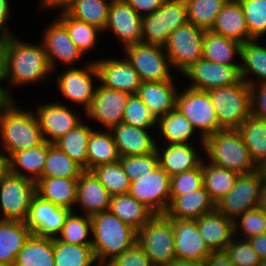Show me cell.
Segmentation results:
<instances>
[{
    "instance_id": "obj_27",
    "label": "cell",
    "mask_w": 266,
    "mask_h": 266,
    "mask_svg": "<svg viewBox=\"0 0 266 266\" xmlns=\"http://www.w3.org/2000/svg\"><path fill=\"white\" fill-rule=\"evenodd\" d=\"M211 31L241 44L253 40L238 0H227L217 15Z\"/></svg>"
},
{
    "instance_id": "obj_64",
    "label": "cell",
    "mask_w": 266,
    "mask_h": 266,
    "mask_svg": "<svg viewBox=\"0 0 266 266\" xmlns=\"http://www.w3.org/2000/svg\"><path fill=\"white\" fill-rule=\"evenodd\" d=\"M165 266H203V263L175 258Z\"/></svg>"
},
{
    "instance_id": "obj_39",
    "label": "cell",
    "mask_w": 266,
    "mask_h": 266,
    "mask_svg": "<svg viewBox=\"0 0 266 266\" xmlns=\"http://www.w3.org/2000/svg\"><path fill=\"white\" fill-rule=\"evenodd\" d=\"M109 1L76 0L65 12L76 20L97 26L104 31L108 22L109 7L112 0Z\"/></svg>"
},
{
    "instance_id": "obj_62",
    "label": "cell",
    "mask_w": 266,
    "mask_h": 266,
    "mask_svg": "<svg viewBox=\"0 0 266 266\" xmlns=\"http://www.w3.org/2000/svg\"><path fill=\"white\" fill-rule=\"evenodd\" d=\"M257 209L266 213V170L261 174V188Z\"/></svg>"
},
{
    "instance_id": "obj_24",
    "label": "cell",
    "mask_w": 266,
    "mask_h": 266,
    "mask_svg": "<svg viewBox=\"0 0 266 266\" xmlns=\"http://www.w3.org/2000/svg\"><path fill=\"white\" fill-rule=\"evenodd\" d=\"M111 195L92 171L84 170L77 183L76 203L85 209L86 216L109 211Z\"/></svg>"
},
{
    "instance_id": "obj_48",
    "label": "cell",
    "mask_w": 266,
    "mask_h": 266,
    "mask_svg": "<svg viewBox=\"0 0 266 266\" xmlns=\"http://www.w3.org/2000/svg\"><path fill=\"white\" fill-rule=\"evenodd\" d=\"M92 231V222L89 216H77L71 211L62 226L60 235L56 237L64 243L75 245H92V240H87L86 237Z\"/></svg>"
},
{
    "instance_id": "obj_51",
    "label": "cell",
    "mask_w": 266,
    "mask_h": 266,
    "mask_svg": "<svg viewBox=\"0 0 266 266\" xmlns=\"http://www.w3.org/2000/svg\"><path fill=\"white\" fill-rule=\"evenodd\" d=\"M119 161L131 182L151 173L159 166L156 150L142 156H123Z\"/></svg>"
},
{
    "instance_id": "obj_58",
    "label": "cell",
    "mask_w": 266,
    "mask_h": 266,
    "mask_svg": "<svg viewBox=\"0 0 266 266\" xmlns=\"http://www.w3.org/2000/svg\"><path fill=\"white\" fill-rule=\"evenodd\" d=\"M5 72H4V38H0V82L4 81ZM9 91L6 88L0 86V107L12 103V100Z\"/></svg>"
},
{
    "instance_id": "obj_43",
    "label": "cell",
    "mask_w": 266,
    "mask_h": 266,
    "mask_svg": "<svg viewBox=\"0 0 266 266\" xmlns=\"http://www.w3.org/2000/svg\"><path fill=\"white\" fill-rule=\"evenodd\" d=\"M240 58L244 61L240 65L241 79L246 82L251 73L261 78L258 84H266V47L256 44V39L247 41L241 46Z\"/></svg>"
},
{
    "instance_id": "obj_42",
    "label": "cell",
    "mask_w": 266,
    "mask_h": 266,
    "mask_svg": "<svg viewBox=\"0 0 266 266\" xmlns=\"http://www.w3.org/2000/svg\"><path fill=\"white\" fill-rule=\"evenodd\" d=\"M55 266H91L96 259L92 245L64 243L54 238Z\"/></svg>"
},
{
    "instance_id": "obj_33",
    "label": "cell",
    "mask_w": 266,
    "mask_h": 266,
    "mask_svg": "<svg viewBox=\"0 0 266 266\" xmlns=\"http://www.w3.org/2000/svg\"><path fill=\"white\" fill-rule=\"evenodd\" d=\"M237 131L255 164L266 169V119L250 115Z\"/></svg>"
},
{
    "instance_id": "obj_44",
    "label": "cell",
    "mask_w": 266,
    "mask_h": 266,
    "mask_svg": "<svg viewBox=\"0 0 266 266\" xmlns=\"http://www.w3.org/2000/svg\"><path fill=\"white\" fill-rule=\"evenodd\" d=\"M157 122L162 136L169 144L188 143L195 131L189 120L176 108L160 117Z\"/></svg>"
},
{
    "instance_id": "obj_41",
    "label": "cell",
    "mask_w": 266,
    "mask_h": 266,
    "mask_svg": "<svg viewBox=\"0 0 266 266\" xmlns=\"http://www.w3.org/2000/svg\"><path fill=\"white\" fill-rule=\"evenodd\" d=\"M84 169L56 145L49 143V150L41 178L78 179Z\"/></svg>"
},
{
    "instance_id": "obj_14",
    "label": "cell",
    "mask_w": 266,
    "mask_h": 266,
    "mask_svg": "<svg viewBox=\"0 0 266 266\" xmlns=\"http://www.w3.org/2000/svg\"><path fill=\"white\" fill-rule=\"evenodd\" d=\"M183 75L193 80L190 88L208 91L238 83L240 65H224L201 58L188 68Z\"/></svg>"
},
{
    "instance_id": "obj_54",
    "label": "cell",
    "mask_w": 266,
    "mask_h": 266,
    "mask_svg": "<svg viewBox=\"0 0 266 266\" xmlns=\"http://www.w3.org/2000/svg\"><path fill=\"white\" fill-rule=\"evenodd\" d=\"M240 223L234 221V232L237 231V228L240 227L243 230V236L245 240L259 236L263 233H266V213L259 210L254 209L250 211H246L240 215ZM239 223V224H238Z\"/></svg>"
},
{
    "instance_id": "obj_53",
    "label": "cell",
    "mask_w": 266,
    "mask_h": 266,
    "mask_svg": "<svg viewBox=\"0 0 266 266\" xmlns=\"http://www.w3.org/2000/svg\"><path fill=\"white\" fill-rule=\"evenodd\" d=\"M203 187L202 163L190 171L182 172L171 177L170 195L182 196Z\"/></svg>"
},
{
    "instance_id": "obj_49",
    "label": "cell",
    "mask_w": 266,
    "mask_h": 266,
    "mask_svg": "<svg viewBox=\"0 0 266 266\" xmlns=\"http://www.w3.org/2000/svg\"><path fill=\"white\" fill-rule=\"evenodd\" d=\"M252 39L266 33V0H238Z\"/></svg>"
},
{
    "instance_id": "obj_36",
    "label": "cell",
    "mask_w": 266,
    "mask_h": 266,
    "mask_svg": "<svg viewBox=\"0 0 266 266\" xmlns=\"http://www.w3.org/2000/svg\"><path fill=\"white\" fill-rule=\"evenodd\" d=\"M120 154L113 140L112 132H91L87 144V170L120 160Z\"/></svg>"
},
{
    "instance_id": "obj_23",
    "label": "cell",
    "mask_w": 266,
    "mask_h": 266,
    "mask_svg": "<svg viewBox=\"0 0 266 266\" xmlns=\"http://www.w3.org/2000/svg\"><path fill=\"white\" fill-rule=\"evenodd\" d=\"M200 235L212 252L224 251L234 237V221L217 209L196 219Z\"/></svg>"
},
{
    "instance_id": "obj_59",
    "label": "cell",
    "mask_w": 266,
    "mask_h": 266,
    "mask_svg": "<svg viewBox=\"0 0 266 266\" xmlns=\"http://www.w3.org/2000/svg\"><path fill=\"white\" fill-rule=\"evenodd\" d=\"M203 266H235L224 251L211 252L204 260Z\"/></svg>"
},
{
    "instance_id": "obj_25",
    "label": "cell",
    "mask_w": 266,
    "mask_h": 266,
    "mask_svg": "<svg viewBox=\"0 0 266 266\" xmlns=\"http://www.w3.org/2000/svg\"><path fill=\"white\" fill-rule=\"evenodd\" d=\"M110 130L121 157L142 156L156 150L157 144L146 129L121 122Z\"/></svg>"
},
{
    "instance_id": "obj_38",
    "label": "cell",
    "mask_w": 266,
    "mask_h": 266,
    "mask_svg": "<svg viewBox=\"0 0 266 266\" xmlns=\"http://www.w3.org/2000/svg\"><path fill=\"white\" fill-rule=\"evenodd\" d=\"M203 186L215 205L234 187L238 173L218 167L214 164H204Z\"/></svg>"
},
{
    "instance_id": "obj_12",
    "label": "cell",
    "mask_w": 266,
    "mask_h": 266,
    "mask_svg": "<svg viewBox=\"0 0 266 266\" xmlns=\"http://www.w3.org/2000/svg\"><path fill=\"white\" fill-rule=\"evenodd\" d=\"M125 51L128 61L139 74L141 82H161L172 79L169 71V57L162 46L145 43L128 45Z\"/></svg>"
},
{
    "instance_id": "obj_32",
    "label": "cell",
    "mask_w": 266,
    "mask_h": 266,
    "mask_svg": "<svg viewBox=\"0 0 266 266\" xmlns=\"http://www.w3.org/2000/svg\"><path fill=\"white\" fill-rule=\"evenodd\" d=\"M31 234L25 222L0 220V262L14 265L18 253Z\"/></svg>"
},
{
    "instance_id": "obj_1",
    "label": "cell",
    "mask_w": 266,
    "mask_h": 266,
    "mask_svg": "<svg viewBox=\"0 0 266 266\" xmlns=\"http://www.w3.org/2000/svg\"><path fill=\"white\" fill-rule=\"evenodd\" d=\"M5 80L24 85L44 80L52 72L43 44L25 43L14 37L4 39Z\"/></svg>"
},
{
    "instance_id": "obj_26",
    "label": "cell",
    "mask_w": 266,
    "mask_h": 266,
    "mask_svg": "<svg viewBox=\"0 0 266 266\" xmlns=\"http://www.w3.org/2000/svg\"><path fill=\"white\" fill-rule=\"evenodd\" d=\"M215 209V203L203 186L182 196H170L165 214L169 218L196 220Z\"/></svg>"
},
{
    "instance_id": "obj_2",
    "label": "cell",
    "mask_w": 266,
    "mask_h": 266,
    "mask_svg": "<svg viewBox=\"0 0 266 266\" xmlns=\"http://www.w3.org/2000/svg\"><path fill=\"white\" fill-rule=\"evenodd\" d=\"M90 218L91 232L94 235L92 248L95 259H99L98 265L105 266L114 257L137 243V231L110 211L95 214ZM108 256L110 257L107 258Z\"/></svg>"
},
{
    "instance_id": "obj_10",
    "label": "cell",
    "mask_w": 266,
    "mask_h": 266,
    "mask_svg": "<svg viewBox=\"0 0 266 266\" xmlns=\"http://www.w3.org/2000/svg\"><path fill=\"white\" fill-rule=\"evenodd\" d=\"M205 30L187 23L174 30L164 48L171 66L184 73L195 62L202 58Z\"/></svg>"
},
{
    "instance_id": "obj_63",
    "label": "cell",
    "mask_w": 266,
    "mask_h": 266,
    "mask_svg": "<svg viewBox=\"0 0 266 266\" xmlns=\"http://www.w3.org/2000/svg\"><path fill=\"white\" fill-rule=\"evenodd\" d=\"M76 0H42L43 7H63L62 11H66L70 5H72Z\"/></svg>"
},
{
    "instance_id": "obj_61",
    "label": "cell",
    "mask_w": 266,
    "mask_h": 266,
    "mask_svg": "<svg viewBox=\"0 0 266 266\" xmlns=\"http://www.w3.org/2000/svg\"><path fill=\"white\" fill-rule=\"evenodd\" d=\"M261 260L266 259V233L247 239Z\"/></svg>"
},
{
    "instance_id": "obj_4",
    "label": "cell",
    "mask_w": 266,
    "mask_h": 266,
    "mask_svg": "<svg viewBox=\"0 0 266 266\" xmlns=\"http://www.w3.org/2000/svg\"><path fill=\"white\" fill-rule=\"evenodd\" d=\"M203 147L212 164L240 174H248L259 167L237 130H220L204 139Z\"/></svg>"
},
{
    "instance_id": "obj_21",
    "label": "cell",
    "mask_w": 266,
    "mask_h": 266,
    "mask_svg": "<svg viewBox=\"0 0 266 266\" xmlns=\"http://www.w3.org/2000/svg\"><path fill=\"white\" fill-rule=\"evenodd\" d=\"M142 17L124 0H112L105 30L111 29L124 47L141 43Z\"/></svg>"
},
{
    "instance_id": "obj_65",
    "label": "cell",
    "mask_w": 266,
    "mask_h": 266,
    "mask_svg": "<svg viewBox=\"0 0 266 266\" xmlns=\"http://www.w3.org/2000/svg\"><path fill=\"white\" fill-rule=\"evenodd\" d=\"M9 172L8 157L4 154H0V181Z\"/></svg>"
},
{
    "instance_id": "obj_37",
    "label": "cell",
    "mask_w": 266,
    "mask_h": 266,
    "mask_svg": "<svg viewBox=\"0 0 266 266\" xmlns=\"http://www.w3.org/2000/svg\"><path fill=\"white\" fill-rule=\"evenodd\" d=\"M242 44L206 30L203 39L202 58L224 65H238L232 63L234 55L241 54Z\"/></svg>"
},
{
    "instance_id": "obj_22",
    "label": "cell",
    "mask_w": 266,
    "mask_h": 266,
    "mask_svg": "<svg viewBox=\"0 0 266 266\" xmlns=\"http://www.w3.org/2000/svg\"><path fill=\"white\" fill-rule=\"evenodd\" d=\"M47 29L43 47L51 70L55 68L56 58L66 65L75 64L83 53L70 38L66 27L56 19Z\"/></svg>"
},
{
    "instance_id": "obj_47",
    "label": "cell",
    "mask_w": 266,
    "mask_h": 266,
    "mask_svg": "<svg viewBox=\"0 0 266 266\" xmlns=\"http://www.w3.org/2000/svg\"><path fill=\"white\" fill-rule=\"evenodd\" d=\"M91 171L111 196L128 194L131 181L125 174L120 161L111 164L99 165Z\"/></svg>"
},
{
    "instance_id": "obj_7",
    "label": "cell",
    "mask_w": 266,
    "mask_h": 266,
    "mask_svg": "<svg viewBox=\"0 0 266 266\" xmlns=\"http://www.w3.org/2000/svg\"><path fill=\"white\" fill-rule=\"evenodd\" d=\"M187 23L185 0H165L155 12L142 17L141 42L164 47L169 35Z\"/></svg>"
},
{
    "instance_id": "obj_9",
    "label": "cell",
    "mask_w": 266,
    "mask_h": 266,
    "mask_svg": "<svg viewBox=\"0 0 266 266\" xmlns=\"http://www.w3.org/2000/svg\"><path fill=\"white\" fill-rule=\"evenodd\" d=\"M35 195V181L8 172L0 181V202L3 211L0 220L25 222Z\"/></svg>"
},
{
    "instance_id": "obj_31",
    "label": "cell",
    "mask_w": 266,
    "mask_h": 266,
    "mask_svg": "<svg viewBox=\"0 0 266 266\" xmlns=\"http://www.w3.org/2000/svg\"><path fill=\"white\" fill-rule=\"evenodd\" d=\"M48 150L49 143L44 141L31 149L13 153L8 158L9 172L36 182L42 177ZM21 168L31 175L25 174L24 171L21 172Z\"/></svg>"
},
{
    "instance_id": "obj_55",
    "label": "cell",
    "mask_w": 266,
    "mask_h": 266,
    "mask_svg": "<svg viewBox=\"0 0 266 266\" xmlns=\"http://www.w3.org/2000/svg\"><path fill=\"white\" fill-rule=\"evenodd\" d=\"M105 266H154L138 243L114 257Z\"/></svg>"
},
{
    "instance_id": "obj_45",
    "label": "cell",
    "mask_w": 266,
    "mask_h": 266,
    "mask_svg": "<svg viewBox=\"0 0 266 266\" xmlns=\"http://www.w3.org/2000/svg\"><path fill=\"white\" fill-rule=\"evenodd\" d=\"M188 22L203 30H211L227 0H185Z\"/></svg>"
},
{
    "instance_id": "obj_16",
    "label": "cell",
    "mask_w": 266,
    "mask_h": 266,
    "mask_svg": "<svg viewBox=\"0 0 266 266\" xmlns=\"http://www.w3.org/2000/svg\"><path fill=\"white\" fill-rule=\"evenodd\" d=\"M170 220L173 223L176 258L203 263L212 251L200 235L196 220Z\"/></svg>"
},
{
    "instance_id": "obj_5",
    "label": "cell",
    "mask_w": 266,
    "mask_h": 266,
    "mask_svg": "<svg viewBox=\"0 0 266 266\" xmlns=\"http://www.w3.org/2000/svg\"><path fill=\"white\" fill-rule=\"evenodd\" d=\"M215 108L220 130H237L251 115L250 85L244 80L207 91Z\"/></svg>"
},
{
    "instance_id": "obj_15",
    "label": "cell",
    "mask_w": 266,
    "mask_h": 266,
    "mask_svg": "<svg viewBox=\"0 0 266 266\" xmlns=\"http://www.w3.org/2000/svg\"><path fill=\"white\" fill-rule=\"evenodd\" d=\"M71 210L54 205L35 195L32 199L25 224L33 235L56 238Z\"/></svg>"
},
{
    "instance_id": "obj_66",
    "label": "cell",
    "mask_w": 266,
    "mask_h": 266,
    "mask_svg": "<svg viewBox=\"0 0 266 266\" xmlns=\"http://www.w3.org/2000/svg\"><path fill=\"white\" fill-rule=\"evenodd\" d=\"M0 266H14L13 264L0 262Z\"/></svg>"
},
{
    "instance_id": "obj_60",
    "label": "cell",
    "mask_w": 266,
    "mask_h": 266,
    "mask_svg": "<svg viewBox=\"0 0 266 266\" xmlns=\"http://www.w3.org/2000/svg\"><path fill=\"white\" fill-rule=\"evenodd\" d=\"M9 3L7 0H0V38L12 36L6 28V20L10 16Z\"/></svg>"
},
{
    "instance_id": "obj_13",
    "label": "cell",
    "mask_w": 266,
    "mask_h": 266,
    "mask_svg": "<svg viewBox=\"0 0 266 266\" xmlns=\"http://www.w3.org/2000/svg\"><path fill=\"white\" fill-rule=\"evenodd\" d=\"M171 177L158 166L151 173L132 181L128 194L154 214H165L170 204Z\"/></svg>"
},
{
    "instance_id": "obj_57",
    "label": "cell",
    "mask_w": 266,
    "mask_h": 266,
    "mask_svg": "<svg viewBox=\"0 0 266 266\" xmlns=\"http://www.w3.org/2000/svg\"><path fill=\"white\" fill-rule=\"evenodd\" d=\"M138 15L146 12L145 15L151 14L159 9L165 0H124Z\"/></svg>"
},
{
    "instance_id": "obj_3",
    "label": "cell",
    "mask_w": 266,
    "mask_h": 266,
    "mask_svg": "<svg viewBox=\"0 0 266 266\" xmlns=\"http://www.w3.org/2000/svg\"><path fill=\"white\" fill-rule=\"evenodd\" d=\"M0 133L8 158L44 142L37 116L18 109L14 102L0 107Z\"/></svg>"
},
{
    "instance_id": "obj_40",
    "label": "cell",
    "mask_w": 266,
    "mask_h": 266,
    "mask_svg": "<svg viewBox=\"0 0 266 266\" xmlns=\"http://www.w3.org/2000/svg\"><path fill=\"white\" fill-rule=\"evenodd\" d=\"M91 132L92 128L80 123L57 140L54 145L87 170V144Z\"/></svg>"
},
{
    "instance_id": "obj_20",
    "label": "cell",
    "mask_w": 266,
    "mask_h": 266,
    "mask_svg": "<svg viewBox=\"0 0 266 266\" xmlns=\"http://www.w3.org/2000/svg\"><path fill=\"white\" fill-rule=\"evenodd\" d=\"M94 76L99 79L93 61L84 69L68 68L65 73L59 75L57 83L66 98L82 104L86 110L90 106L97 89L92 85V77Z\"/></svg>"
},
{
    "instance_id": "obj_30",
    "label": "cell",
    "mask_w": 266,
    "mask_h": 266,
    "mask_svg": "<svg viewBox=\"0 0 266 266\" xmlns=\"http://www.w3.org/2000/svg\"><path fill=\"white\" fill-rule=\"evenodd\" d=\"M78 179L40 178L36 184V195L54 205L73 211L76 204Z\"/></svg>"
},
{
    "instance_id": "obj_19",
    "label": "cell",
    "mask_w": 266,
    "mask_h": 266,
    "mask_svg": "<svg viewBox=\"0 0 266 266\" xmlns=\"http://www.w3.org/2000/svg\"><path fill=\"white\" fill-rule=\"evenodd\" d=\"M36 116L44 141L51 144L81 123L80 116L57 102L39 106Z\"/></svg>"
},
{
    "instance_id": "obj_52",
    "label": "cell",
    "mask_w": 266,
    "mask_h": 266,
    "mask_svg": "<svg viewBox=\"0 0 266 266\" xmlns=\"http://www.w3.org/2000/svg\"><path fill=\"white\" fill-rule=\"evenodd\" d=\"M236 239L225 247L224 252L235 266H259L261 259L257 252L251 247L248 240Z\"/></svg>"
},
{
    "instance_id": "obj_50",
    "label": "cell",
    "mask_w": 266,
    "mask_h": 266,
    "mask_svg": "<svg viewBox=\"0 0 266 266\" xmlns=\"http://www.w3.org/2000/svg\"><path fill=\"white\" fill-rule=\"evenodd\" d=\"M122 122L143 129L151 128L158 124L157 119L137 94L129 96Z\"/></svg>"
},
{
    "instance_id": "obj_46",
    "label": "cell",
    "mask_w": 266,
    "mask_h": 266,
    "mask_svg": "<svg viewBox=\"0 0 266 266\" xmlns=\"http://www.w3.org/2000/svg\"><path fill=\"white\" fill-rule=\"evenodd\" d=\"M60 16L58 20L66 27L70 38L83 54L94 48L98 32L102 31L101 29L86 22L76 20L65 11H62Z\"/></svg>"
},
{
    "instance_id": "obj_28",
    "label": "cell",
    "mask_w": 266,
    "mask_h": 266,
    "mask_svg": "<svg viewBox=\"0 0 266 266\" xmlns=\"http://www.w3.org/2000/svg\"><path fill=\"white\" fill-rule=\"evenodd\" d=\"M173 79L161 82H142L137 95L158 120L175 109L177 93Z\"/></svg>"
},
{
    "instance_id": "obj_8",
    "label": "cell",
    "mask_w": 266,
    "mask_h": 266,
    "mask_svg": "<svg viewBox=\"0 0 266 266\" xmlns=\"http://www.w3.org/2000/svg\"><path fill=\"white\" fill-rule=\"evenodd\" d=\"M175 108L189 120L194 129H200L202 144L206 137L219 131V121L207 91L188 87L177 95Z\"/></svg>"
},
{
    "instance_id": "obj_29",
    "label": "cell",
    "mask_w": 266,
    "mask_h": 266,
    "mask_svg": "<svg viewBox=\"0 0 266 266\" xmlns=\"http://www.w3.org/2000/svg\"><path fill=\"white\" fill-rule=\"evenodd\" d=\"M160 154V150L156 145V152L159 159V166L172 177L173 175L190 171L197 168L202 161L194 148L189 143L167 144Z\"/></svg>"
},
{
    "instance_id": "obj_35",
    "label": "cell",
    "mask_w": 266,
    "mask_h": 266,
    "mask_svg": "<svg viewBox=\"0 0 266 266\" xmlns=\"http://www.w3.org/2000/svg\"><path fill=\"white\" fill-rule=\"evenodd\" d=\"M14 266H55L54 239L31 234L18 253Z\"/></svg>"
},
{
    "instance_id": "obj_17",
    "label": "cell",
    "mask_w": 266,
    "mask_h": 266,
    "mask_svg": "<svg viewBox=\"0 0 266 266\" xmlns=\"http://www.w3.org/2000/svg\"><path fill=\"white\" fill-rule=\"evenodd\" d=\"M130 95L124 91L111 90L102 85L97 86L95 96L90 106L86 109V114L92 119L103 123L110 130L122 122Z\"/></svg>"
},
{
    "instance_id": "obj_56",
    "label": "cell",
    "mask_w": 266,
    "mask_h": 266,
    "mask_svg": "<svg viewBox=\"0 0 266 266\" xmlns=\"http://www.w3.org/2000/svg\"><path fill=\"white\" fill-rule=\"evenodd\" d=\"M246 82L250 85L251 115L266 119V84H260L259 87L254 80L246 79Z\"/></svg>"
},
{
    "instance_id": "obj_67",
    "label": "cell",
    "mask_w": 266,
    "mask_h": 266,
    "mask_svg": "<svg viewBox=\"0 0 266 266\" xmlns=\"http://www.w3.org/2000/svg\"><path fill=\"white\" fill-rule=\"evenodd\" d=\"M259 266H266V259H264V260H261V262H260V265Z\"/></svg>"
},
{
    "instance_id": "obj_11",
    "label": "cell",
    "mask_w": 266,
    "mask_h": 266,
    "mask_svg": "<svg viewBox=\"0 0 266 266\" xmlns=\"http://www.w3.org/2000/svg\"><path fill=\"white\" fill-rule=\"evenodd\" d=\"M264 171V168H259L248 174H240L234 187L216 204V209L233 221L244 212L256 209L261 188V174Z\"/></svg>"
},
{
    "instance_id": "obj_6",
    "label": "cell",
    "mask_w": 266,
    "mask_h": 266,
    "mask_svg": "<svg viewBox=\"0 0 266 266\" xmlns=\"http://www.w3.org/2000/svg\"><path fill=\"white\" fill-rule=\"evenodd\" d=\"M137 243L154 266H165L176 258L173 223L166 214H155L139 229Z\"/></svg>"
},
{
    "instance_id": "obj_34",
    "label": "cell",
    "mask_w": 266,
    "mask_h": 266,
    "mask_svg": "<svg viewBox=\"0 0 266 266\" xmlns=\"http://www.w3.org/2000/svg\"><path fill=\"white\" fill-rule=\"evenodd\" d=\"M109 211L136 231L141 229L155 215L129 194L111 196Z\"/></svg>"
},
{
    "instance_id": "obj_18",
    "label": "cell",
    "mask_w": 266,
    "mask_h": 266,
    "mask_svg": "<svg viewBox=\"0 0 266 266\" xmlns=\"http://www.w3.org/2000/svg\"><path fill=\"white\" fill-rule=\"evenodd\" d=\"M94 63L102 86L111 90L137 94L142 82L127 58L103 59Z\"/></svg>"
}]
</instances>
